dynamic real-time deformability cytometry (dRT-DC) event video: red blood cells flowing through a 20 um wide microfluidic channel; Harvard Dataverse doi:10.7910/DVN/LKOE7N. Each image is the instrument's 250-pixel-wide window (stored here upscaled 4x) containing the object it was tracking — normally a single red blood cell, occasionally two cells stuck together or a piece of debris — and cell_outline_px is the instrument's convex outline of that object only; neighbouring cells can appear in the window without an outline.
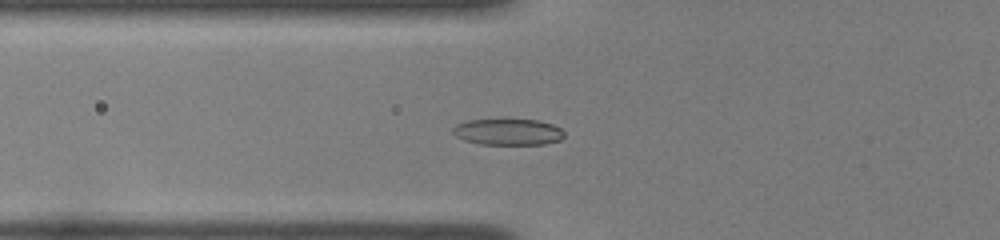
{"species": "common noctule bat (a hibernating species)", "species_latin": "Nyctalus noctula", "temperature_condition": "room temperature", "stored_images_in_passage": 40, "camera_frame_rate_fps": 3000, "um_per_image_px": 0.085, "animal": {"sex": "female", "body_mass_g": 22.0, "forearm_length_mm": 56.7}, "frame": {"image": 1, "passage_image": 9, "time_ms": 2.667, "image_size_px": [1000, 240], "cell_outline_px": [[564, 136], [560, 140], [544, 144], [480, 144], [464, 140], [456, 136], [452, 132], [452, 128], [456, 124], [468, 120], [500, 116], [540, 120], [552, 124], [560, 128], [564, 132]], "centroid_in_image_um": [43.15, 11.15], "position_along_channel_um": 82.6, "area_um2": 18.03}}
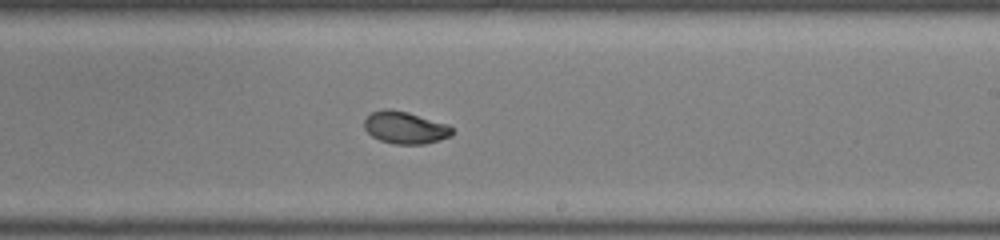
{"frame": {"image": 2, "passage_image": 22, "time_ms": 7.0, "image_size_px": [1000, 240], "cell_outline_px": [[452, 136], [440, 140], [424, 144], [392, 144], [380, 140], [372, 136], [364, 128], [364, 120], [372, 112], [384, 108], [388, 108], [408, 112], [448, 124], [452, 128]], "centroid_in_image_um": [34.44, 10.85], "position_along_channel_um": 254.6, "area_um2": 16.59}}
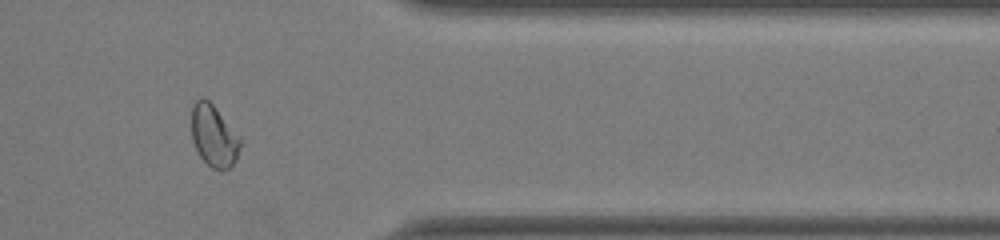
{"frame": {"image": 3, "passage_image": 33, "time_ms": 10.667, "image_size_px": [1000, 240], "cell_outline_px": [[240, 144], [236, 160], [228, 168], [212, 168], [200, 156], [192, 140], [192, 104], [196, 100], [204, 96], [216, 108], [240, 136]], "centroid_in_image_um": [18.16, 11.51], "position_along_channel_um": 393.2, "area_um2": 17.28}, "authors_computed_cell_mechanics": {"area_um2": 16.9354, "velocity_mm_per_s": 3.9708, "shape_relaxation_time_tau1_ms": 4.9143, "shape_relaxation_time_tau2_ms": 0.8844, "deformation_change_tau1": 0.1559, "deformation_change_tau2": 0.0409}}